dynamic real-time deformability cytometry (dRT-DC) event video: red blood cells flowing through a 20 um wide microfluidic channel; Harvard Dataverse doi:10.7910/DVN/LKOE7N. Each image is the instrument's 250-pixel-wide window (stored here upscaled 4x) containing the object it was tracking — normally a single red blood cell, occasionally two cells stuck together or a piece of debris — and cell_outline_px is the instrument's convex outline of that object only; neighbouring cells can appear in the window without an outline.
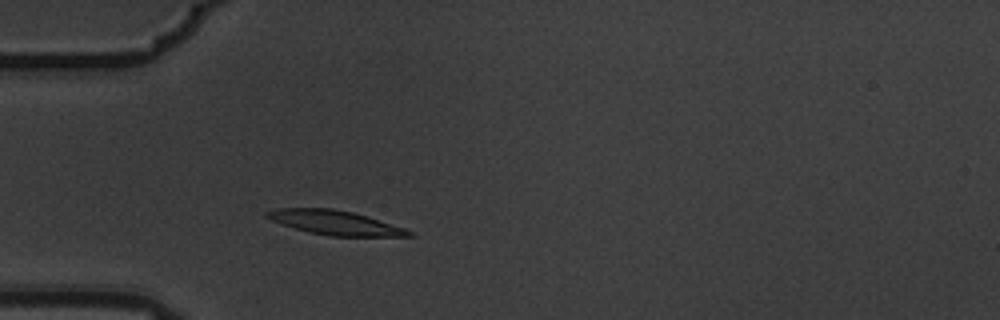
{"species": "common noctule bat (a hibernating species)", "species_latin": "Nyctalus noctula", "temperature_condition": "warm", "stored_images_in_passage": 2, "camera_frame_rate_fps": 3000, "um_per_image_px": 0.085, "animal": {"sex": "male", "body_mass_g": 19.5, "forearm_length_mm": 54.6}, "frame": {"image": 1, "passage_image": 2, "time_ms": 0.333, "image_size_px": [1000, 320], "cell_outline_px": [[416, 236], [328, 236], [308, 232], [272, 220], [264, 216], [264, 212], [276, 208], [332, 208], [352, 212], [404, 228], [416, 232]], "centroid_in_image_um": [28.48, 18.93], "position_along_channel_um": 56.5, "area_um2": 19.94}}